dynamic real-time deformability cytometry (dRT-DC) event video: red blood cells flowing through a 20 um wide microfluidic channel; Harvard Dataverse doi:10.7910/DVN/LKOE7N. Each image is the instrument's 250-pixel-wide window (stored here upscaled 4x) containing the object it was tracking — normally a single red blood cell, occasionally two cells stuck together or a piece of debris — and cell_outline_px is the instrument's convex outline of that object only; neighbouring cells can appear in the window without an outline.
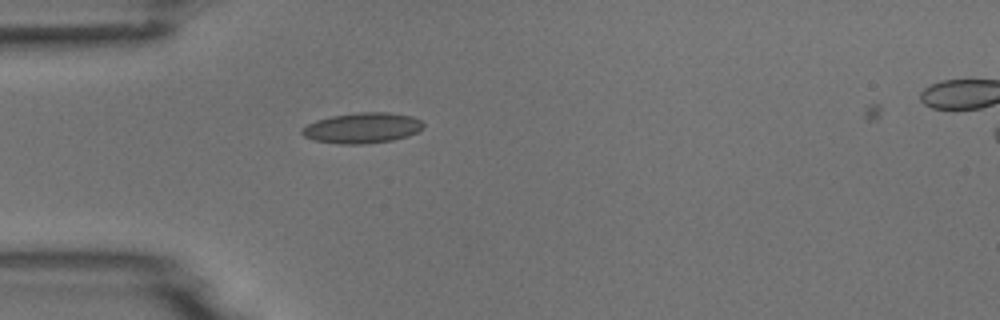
{"species": "common noctule bat (a hibernating species)", "species_latin": "Nyctalus noctula", "temperature_condition": "room temperature", "stored_images_in_passage": 2, "camera_frame_rate_fps": 3000, "um_per_image_px": 0.085, "animal": {"sex": "male", "body_mass_g": 18.8}, "frame": {"image": 1, "passage_image": 1, "time_ms": 0.0, "image_size_px": [1000, 320], "cell_outline_px": [[424, 128], [408, 136], [392, 140], [364, 144], [340, 144], [316, 140], [304, 136], [300, 132], [300, 128], [316, 120], [332, 116], [360, 112], [388, 112], [412, 116], [420, 120], [424, 124]], "centroid_in_image_um": [30.8, 10.87], "position_along_channel_um": 54.2, "area_um2": 21.56}}